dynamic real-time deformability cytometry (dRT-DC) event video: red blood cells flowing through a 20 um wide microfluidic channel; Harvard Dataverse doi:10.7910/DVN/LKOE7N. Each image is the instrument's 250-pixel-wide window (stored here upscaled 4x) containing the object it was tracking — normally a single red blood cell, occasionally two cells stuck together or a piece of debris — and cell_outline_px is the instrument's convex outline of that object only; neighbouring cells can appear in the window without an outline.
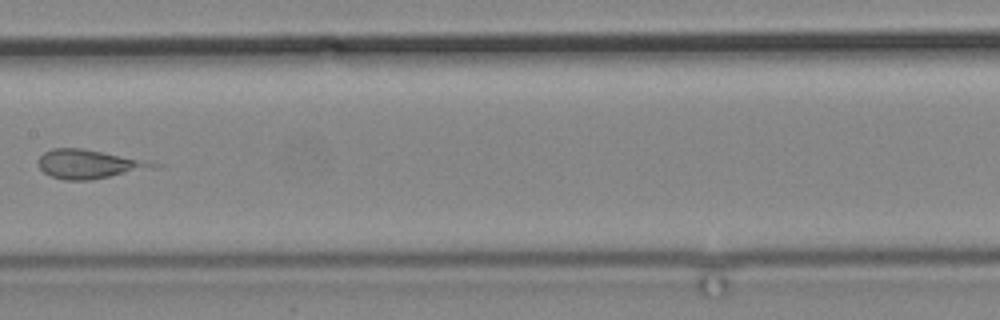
{"species": "common noctule bat (a hibernating species)", "species_latin": "Nyctalus noctula", "temperature_condition": "cold", "stored_images_in_passage": 16, "camera_frame_rate_fps": 3000, "um_per_image_px": 0.085, "animal": {"sex": "male", "body_mass_g": 19.2, "forearm_length_mm": 51.8}, "frame": {"image": 1, "passage_image": 12, "time_ms": 14.333, "image_size_px": [1000, 320], "cell_outline_px": [[160, 164], [92, 180], [64, 180], [52, 176], [44, 172], [36, 164], [36, 160], [44, 152], [52, 148], [84, 148], [148, 160]], "centroid_in_image_um": [7.42, 13.92], "position_along_channel_um": 200.0, "area_um2": 18.96}}
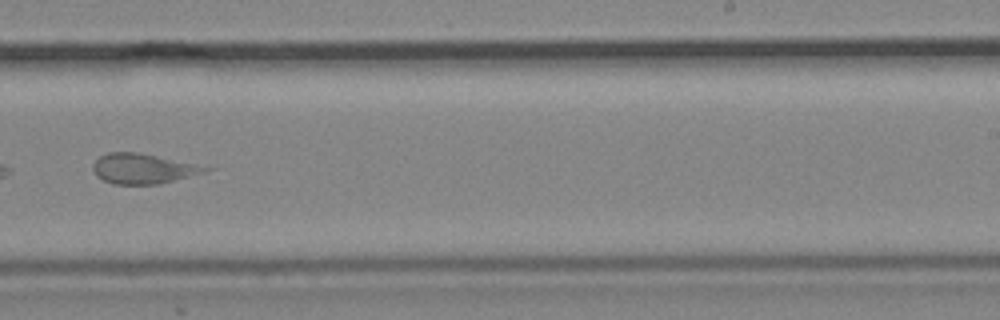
{"frame": {"image": 2, "passage_image": 14, "time_ms": 16.667, "image_size_px": [1000, 320], "cell_outline_px": [[216, 168], [204, 172], [160, 184], [112, 184], [96, 176], [92, 168], [92, 164], [100, 156], [108, 152], [136, 152]], "centroid_in_image_um": [12.13, 14.34], "position_along_channel_um": 276.9, "area_um2": 19.54}}
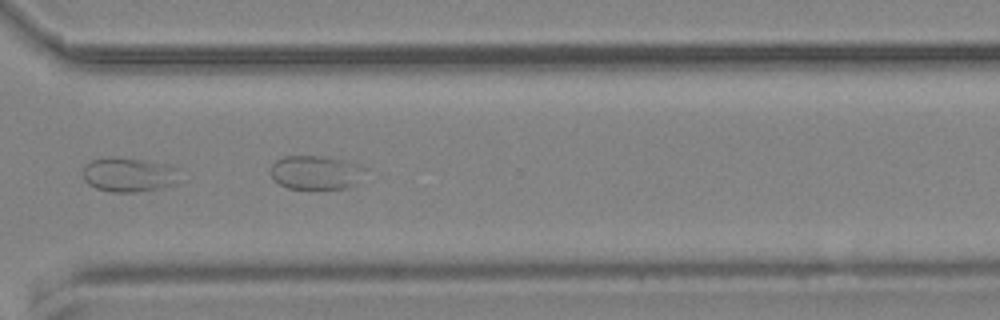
{"frame": {"image": 3, "passage_image": 16, "time_ms": 18.667, "image_size_px": [1000, 320], "cell_outline_px": [[368, 168], [348, 188], [288, 188], [280, 184], [268, 172], [272, 164], [276, 160], [284, 156], [324, 156], [344, 160]], "centroid_in_image_um": [26.79, 14.64], "position_along_channel_um": 343.8, "area_um2": 18.38}}